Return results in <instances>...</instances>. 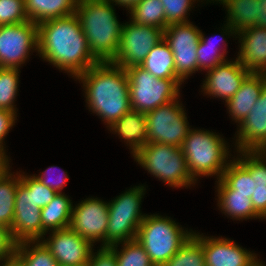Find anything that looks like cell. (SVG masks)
I'll return each instance as SVG.
<instances>
[{"label":"cell","mask_w":266,"mask_h":266,"mask_svg":"<svg viewBox=\"0 0 266 266\" xmlns=\"http://www.w3.org/2000/svg\"><path fill=\"white\" fill-rule=\"evenodd\" d=\"M37 26V55L73 79L99 62L89 49L76 13Z\"/></svg>","instance_id":"cell-1"},{"label":"cell","mask_w":266,"mask_h":266,"mask_svg":"<svg viewBox=\"0 0 266 266\" xmlns=\"http://www.w3.org/2000/svg\"><path fill=\"white\" fill-rule=\"evenodd\" d=\"M82 83L86 106L110 127L131 110L128 75L111 61L97 62L75 78Z\"/></svg>","instance_id":"cell-2"},{"label":"cell","mask_w":266,"mask_h":266,"mask_svg":"<svg viewBox=\"0 0 266 266\" xmlns=\"http://www.w3.org/2000/svg\"><path fill=\"white\" fill-rule=\"evenodd\" d=\"M109 0H79L76 7L89 49L99 62L112 61L118 51L123 23Z\"/></svg>","instance_id":"cell-3"},{"label":"cell","mask_w":266,"mask_h":266,"mask_svg":"<svg viewBox=\"0 0 266 266\" xmlns=\"http://www.w3.org/2000/svg\"><path fill=\"white\" fill-rule=\"evenodd\" d=\"M222 136L213 131L191 128L184 139L181 149L188 171L196 182L203 176H216L219 180L231 161L230 146Z\"/></svg>","instance_id":"cell-4"},{"label":"cell","mask_w":266,"mask_h":266,"mask_svg":"<svg viewBox=\"0 0 266 266\" xmlns=\"http://www.w3.org/2000/svg\"><path fill=\"white\" fill-rule=\"evenodd\" d=\"M171 217L146 215L138 227L136 240L143 246L154 266H162L170 260L193 234Z\"/></svg>","instance_id":"cell-5"},{"label":"cell","mask_w":266,"mask_h":266,"mask_svg":"<svg viewBox=\"0 0 266 266\" xmlns=\"http://www.w3.org/2000/svg\"><path fill=\"white\" fill-rule=\"evenodd\" d=\"M134 160L150 175L173 188L195 186L197 182L188 171L181 147L149 143L134 156Z\"/></svg>","instance_id":"cell-6"},{"label":"cell","mask_w":266,"mask_h":266,"mask_svg":"<svg viewBox=\"0 0 266 266\" xmlns=\"http://www.w3.org/2000/svg\"><path fill=\"white\" fill-rule=\"evenodd\" d=\"M146 185L133 186L108 202V226L105 246L136 239L138 227L147 214H142Z\"/></svg>","instance_id":"cell-7"},{"label":"cell","mask_w":266,"mask_h":266,"mask_svg":"<svg viewBox=\"0 0 266 266\" xmlns=\"http://www.w3.org/2000/svg\"><path fill=\"white\" fill-rule=\"evenodd\" d=\"M125 70L128 75L131 110L146 113L181 95L183 82L180 79H159L140 66Z\"/></svg>","instance_id":"cell-8"},{"label":"cell","mask_w":266,"mask_h":266,"mask_svg":"<svg viewBox=\"0 0 266 266\" xmlns=\"http://www.w3.org/2000/svg\"><path fill=\"white\" fill-rule=\"evenodd\" d=\"M184 109L179 96L176 100L146 112L149 143L181 147L191 129Z\"/></svg>","instance_id":"cell-9"},{"label":"cell","mask_w":266,"mask_h":266,"mask_svg":"<svg viewBox=\"0 0 266 266\" xmlns=\"http://www.w3.org/2000/svg\"><path fill=\"white\" fill-rule=\"evenodd\" d=\"M201 30L193 22L170 24L163 30L175 61L176 76L184 83L198 72L197 48Z\"/></svg>","instance_id":"cell-10"},{"label":"cell","mask_w":266,"mask_h":266,"mask_svg":"<svg viewBox=\"0 0 266 266\" xmlns=\"http://www.w3.org/2000/svg\"><path fill=\"white\" fill-rule=\"evenodd\" d=\"M34 51L38 52L36 23L26 21L0 26V68L20 69Z\"/></svg>","instance_id":"cell-11"},{"label":"cell","mask_w":266,"mask_h":266,"mask_svg":"<svg viewBox=\"0 0 266 266\" xmlns=\"http://www.w3.org/2000/svg\"><path fill=\"white\" fill-rule=\"evenodd\" d=\"M163 39V30L139 25L132 20L124 23L120 44L115 58L111 61L126 69L140 66L152 48Z\"/></svg>","instance_id":"cell-12"},{"label":"cell","mask_w":266,"mask_h":266,"mask_svg":"<svg viewBox=\"0 0 266 266\" xmlns=\"http://www.w3.org/2000/svg\"><path fill=\"white\" fill-rule=\"evenodd\" d=\"M108 219V202L91 196L73 206L69 227L93 246H105Z\"/></svg>","instance_id":"cell-13"},{"label":"cell","mask_w":266,"mask_h":266,"mask_svg":"<svg viewBox=\"0 0 266 266\" xmlns=\"http://www.w3.org/2000/svg\"><path fill=\"white\" fill-rule=\"evenodd\" d=\"M10 233L16 243L42 239L41 208L36 207L34 190L21 181L17 185Z\"/></svg>","instance_id":"cell-14"},{"label":"cell","mask_w":266,"mask_h":266,"mask_svg":"<svg viewBox=\"0 0 266 266\" xmlns=\"http://www.w3.org/2000/svg\"><path fill=\"white\" fill-rule=\"evenodd\" d=\"M40 241L53 255L59 266H87L93 245L70 227L51 231ZM46 238V239H45Z\"/></svg>","instance_id":"cell-15"},{"label":"cell","mask_w":266,"mask_h":266,"mask_svg":"<svg viewBox=\"0 0 266 266\" xmlns=\"http://www.w3.org/2000/svg\"><path fill=\"white\" fill-rule=\"evenodd\" d=\"M235 132L236 151H266V74L263 73L261 94Z\"/></svg>","instance_id":"cell-16"},{"label":"cell","mask_w":266,"mask_h":266,"mask_svg":"<svg viewBox=\"0 0 266 266\" xmlns=\"http://www.w3.org/2000/svg\"><path fill=\"white\" fill-rule=\"evenodd\" d=\"M193 234L202 242L205 266H251L259 259L230 238L204 236L196 231Z\"/></svg>","instance_id":"cell-17"},{"label":"cell","mask_w":266,"mask_h":266,"mask_svg":"<svg viewBox=\"0 0 266 266\" xmlns=\"http://www.w3.org/2000/svg\"><path fill=\"white\" fill-rule=\"evenodd\" d=\"M250 72L244 68L238 59L227 60L214 69L206 71L202 91L212 98L222 99L225 103L240 89L244 79Z\"/></svg>","instance_id":"cell-18"},{"label":"cell","mask_w":266,"mask_h":266,"mask_svg":"<svg viewBox=\"0 0 266 266\" xmlns=\"http://www.w3.org/2000/svg\"><path fill=\"white\" fill-rule=\"evenodd\" d=\"M237 59L250 73L266 74V28L252 26L237 34Z\"/></svg>","instance_id":"cell-19"},{"label":"cell","mask_w":266,"mask_h":266,"mask_svg":"<svg viewBox=\"0 0 266 266\" xmlns=\"http://www.w3.org/2000/svg\"><path fill=\"white\" fill-rule=\"evenodd\" d=\"M235 152H237L235 159L251 174L250 199L253 208L263 219H266V151Z\"/></svg>","instance_id":"cell-20"},{"label":"cell","mask_w":266,"mask_h":266,"mask_svg":"<svg viewBox=\"0 0 266 266\" xmlns=\"http://www.w3.org/2000/svg\"><path fill=\"white\" fill-rule=\"evenodd\" d=\"M107 129L124 140L132 157L149 144L145 113L130 110Z\"/></svg>","instance_id":"cell-21"},{"label":"cell","mask_w":266,"mask_h":266,"mask_svg":"<svg viewBox=\"0 0 266 266\" xmlns=\"http://www.w3.org/2000/svg\"><path fill=\"white\" fill-rule=\"evenodd\" d=\"M263 73H250L242 82L240 89L226 103L232 121L239 125L257 102L262 89Z\"/></svg>","instance_id":"cell-22"},{"label":"cell","mask_w":266,"mask_h":266,"mask_svg":"<svg viewBox=\"0 0 266 266\" xmlns=\"http://www.w3.org/2000/svg\"><path fill=\"white\" fill-rule=\"evenodd\" d=\"M216 194L218 199V210H221L225 216L231 219L243 221L248 219H261L263 218L254 210L252 201L247 195L241 193H234L233 189H230L221 179L215 181Z\"/></svg>","instance_id":"cell-23"},{"label":"cell","mask_w":266,"mask_h":266,"mask_svg":"<svg viewBox=\"0 0 266 266\" xmlns=\"http://www.w3.org/2000/svg\"><path fill=\"white\" fill-rule=\"evenodd\" d=\"M223 28H221V36L219 38H221V42H222V46L221 49L220 48V44L218 43V45H214V43H212L211 39H213L212 37H205V34L203 33V31H201L200 33V41L198 43V48H197V61H198V72L200 70V72L203 70L208 71L210 69H214L217 65H220L221 63H224L225 61H227V53L228 51H226V47L228 46L226 43L227 40L226 38H230V36H232L233 38H237V33L234 31V29L228 24L225 23L223 26ZM226 38H225V36ZM236 36V37H234ZM215 37V36H213ZM216 40V39H215ZM216 43V42H215ZM223 49V50H222Z\"/></svg>","instance_id":"cell-24"},{"label":"cell","mask_w":266,"mask_h":266,"mask_svg":"<svg viewBox=\"0 0 266 266\" xmlns=\"http://www.w3.org/2000/svg\"><path fill=\"white\" fill-rule=\"evenodd\" d=\"M73 201L65 194L58 193L53 200L41 209L42 238L48 232L70 226Z\"/></svg>","instance_id":"cell-25"},{"label":"cell","mask_w":266,"mask_h":266,"mask_svg":"<svg viewBox=\"0 0 266 266\" xmlns=\"http://www.w3.org/2000/svg\"><path fill=\"white\" fill-rule=\"evenodd\" d=\"M78 0H25L29 21L37 25L50 20L74 14Z\"/></svg>","instance_id":"cell-26"},{"label":"cell","mask_w":266,"mask_h":266,"mask_svg":"<svg viewBox=\"0 0 266 266\" xmlns=\"http://www.w3.org/2000/svg\"><path fill=\"white\" fill-rule=\"evenodd\" d=\"M223 5L227 11L226 23L238 34L256 26L258 0H211V3Z\"/></svg>","instance_id":"cell-27"},{"label":"cell","mask_w":266,"mask_h":266,"mask_svg":"<svg viewBox=\"0 0 266 266\" xmlns=\"http://www.w3.org/2000/svg\"><path fill=\"white\" fill-rule=\"evenodd\" d=\"M140 67L159 79H179L176 76L173 53L164 39L152 48Z\"/></svg>","instance_id":"cell-28"},{"label":"cell","mask_w":266,"mask_h":266,"mask_svg":"<svg viewBox=\"0 0 266 266\" xmlns=\"http://www.w3.org/2000/svg\"><path fill=\"white\" fill-rule=\"evenodd\" d=\"M14 256L22 266H59L40 240L16 243Z\"/></svg>","instance_id":"cell-29"},{"label":"cell","mask_w":266,"mask_h":266,"mask_svg":"<svg viewBox=\"0 0 266 266\" xmlns=\"http://www.w3.org/2000/svg\"><path fill=\"white\" fill-rule=\"evenodd\" d=\"M130 20L139 25H150L164 30L165 10L160 0H140L130 11Z\"/></svg>","instance_id":"cell-30"},{"label":"cell","mask_w":266,"mask_h":266,"mask_svg":"<svg viewBox=\"0 0 266 266\" xmlns=\"http://www.w3.org/2000/svg\"><path fill=\"white\" fill-rule=\"evenodd\" d=\"M8 172L0 181V226L11 229L14 219V205L20 171Z\"/></svg>","instance_id":"cell-31"},{"label":"cell","mask_w":266,"mask_h":266,"mask_svg":"<svg viewBox=\"0 0 266 266\" xmlns=\"http://www.w3.org/2000/svg\"><path fill=\"white\" fill-rule=\"evenodd\" d=\"M110 247L115 251L117 266H154L145 249L136 239Z\"/></svg>","instance_id":"cell-32"},{"label":"cell","mask_w":266,"mask_h":266,"mask_svg":"<svg viewBox=\"0 0 266 266\" xmlns=\"http://www.w3.org/2000/svg\"><path fill=\"white\" fill-rule=\"evenodd\" d=\"M19 68H0V109L14 112L17 115L15 105L19 88Z\"/></svg>","instance_id":"cell-33"},{"label":"cell","mask_w":266,"mask_h":266,"mask_svg":"<svg viewBox=\"0 0 266 266\" xmlns=\"http://www.w3.org/2000/svg\"><path fill=\"white\" fill-rule=\"evenodd\" d=\"M162 266H205L202 242L192 234L175 255Z\"/></svg>","instance_id":"cell-34"},{"label":"cell","mask_w":266,"mask_h":266,"mask_svg":"<svg viewBox=\"0 0 266 266\" xmlns=\"http://www.w3.org/2000/svg\"><path fill=\"white\" fill-rule=\"evenodd\" d=\"M235 157L236 156L232 157L220 179L230 189H233L234 193H241L242 195H247L248 198H251V174L235 159Z\"/></svg>","instance_id":"cell-35"},{"label":"cell","mask_w":266,"mask_h":266,"mask_svg":"<svg viewBox=\"0 0 266 266\" xmlns=\"http://www.w3.org/2000/svg\"><path fill=\"white\" fill-rule=\"evenodd\" d=\"M163 4L165 10V18L166 23L176 24V23H184L189 22L190 19L187 15H189V11H191L192 7L195 8L194 3H198V1L205 3L206 0H160ZM211 2V0H207L206 4ZM189 19V20H188Z\"/></svg>","instance_id":"cell-36"},{"label":"cell","mask_w":266,"mask_h":266,"mask_svg":"<svg viewBox=\"0 0 266 266\" xmlns=\"http://www.w3.org/2000/svg\"><path fill=\"white\" fill-rule=\"evenodd\" d=\"M29 21L25 0H0V26Z\"/></svg>","instance_id":"cell-37"},{"label":"cell","mask_w":266,"mask_h":266,"mask_svg":"<svg viewBox=\"0 0 266 266\" xmlns=\"http://www.w3.org/2000/svg\"><path fill=\"white\" fill-rule=\"evenodd\" d=\"M24 174L25 172L20 171V181L29 190H34L36 207L42 209L53 200V198L57 195V193L53 189L45 186L33 175H26V174L24 175Z\"/></svg>","instance_id":"cell-38"},{"label":"cell","mask_w":266,"mask_h":266,"mask_svg":"<svg viewBox=\"0 0 266 266\" xmlns=\"http://www.w3.org/2000/svg\"><path fill=\"white\" fill-rule=\"evenodd\" d=\"M56 168H59V167H56V166L48 167L43 172H40V174L38 175L34 174L33 176L36 179H38L41 183H43L45 186L53 189L57 194L64 193L62 192V190L65 187V184H67V181L69 180L70 177L67 171L63 170V172L59 173L58 176H55V179H54L52 177L53 171L51 172V170H55Z\"/></svg>","instance_id":"cell-39"},{"label":"cell","mask_w":266,"mask_h":266,"mask_svg":"<svg viewBox=\"0 0 266 266\" xmlns=\"http://www.w3.org/2000/svg\"><path fill=\"white\" fill-rule=\"evenodd\" d=\"M96 251L92 249L87 266H117L115 251L110 246H100Z\"/></svg>","instance_id":"cell-40"},{"label":"cell","mask_w":266,"mask_h":266,"mask_svg":"<svg viewBox=\"0 0 266 266\" xmlns=\"http://www.w3.org/2000/svg\"><path fill=\"white\" fill-rule=\"evenodd\" d=\"M17 115L14 112L0 109V151L6 153L5 138L10 129L15 126Z\"/></svg>","instance_id":"cell-41"},{"label":"cell","mask_w":266,"mask_h":266,"mask_svg":"<svg viewBox=\"0 0 266 266\" xmlns=\"http://www.w3.org/2000/svg\"><path fill=\"white\" fill-rule=\"evenodd\" d=\"M16 242L13 240L10 230L0 226V260L14 256Z\"/></svg>","instance_id":"cell-42"},{"label":"cell","mask_w":266,"mask_h":266,"mask_svg":"<svg viewBox=\"0 0 266 266\" xmlns=\"http://www.w3.org/2000/svg\"><path fill=\"white\" fill-rule=\"evenodd\" d=\"M256 26L266 28V0H258Z\"/></svg>","instance_id":"cell-43"},{"label":"cell","mask_w":266,"mask_h":266,"mask_svg":"<svg viewBox=\"0 0 266 266\" xmlns=\"http://www.w3.org/2000/svg\"><path fill=\"white\" fill-rule=\"evenodd\" d=\"M10 158L7 153L0 151V181L6 176V174L11 171L10 168Z\"/></svg>","instance_id":"cell-44"},{"label":"cell","mask_w":266,"mask_h":266,"mask_svg":"<svg viewBox=\"0 0 266 266\" xmlns=\"http://www.w3.org/2000/svg\"><path fill=\"white\" fill-rule=\"evenodd\" d=\"M112 4L118 7H124L128 12L140 1V0H109Z\"/></svg>","instance_id":"cell-45"},{"label":"cell","mask_w":266,"mask_h":266,"mask_svg":"<svg viewBox=\"0 0 266 266\" xmlns=\"http://www.w3.org/2000/svg\"><path fill=\"white\" fill-rule=\"evenodd\" d=\"M0 266H22L20 261L15 257L0 260Z\"/></svg>","instance_id":"cell-46"},{"label":"cell","mask_w":266,"mask_h":266,"mask_svg":"<svg viewBox=\"0 0 266 266\" xmlns=\"http://www.w3.org/2000/svg\"><path fill=\"white\" fill-rule=\"evenodd\" d=\"M251 266H266L265 262L260 261V259H258L254 264H252Z\"/></svg>","instance_id":"cell-47"}]
</instances>
